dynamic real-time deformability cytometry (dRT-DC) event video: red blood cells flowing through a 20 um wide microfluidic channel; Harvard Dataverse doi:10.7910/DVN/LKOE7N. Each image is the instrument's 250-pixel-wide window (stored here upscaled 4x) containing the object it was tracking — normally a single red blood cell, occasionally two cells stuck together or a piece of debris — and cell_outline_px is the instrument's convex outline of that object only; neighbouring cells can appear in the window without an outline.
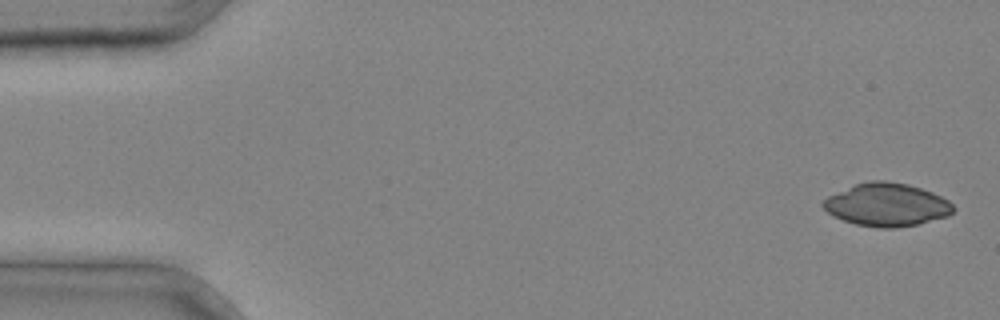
{"species": "common noctule bat (a hibernating species)", "species_latin": "Nyctalus noctula", "temperature_condition": "cold", "stored_images_in_passage": 10, "camera_frame_rate_fps": 3000, "um_per_image_px": 0.085, "animal": {"sex": "male", "body_mass_g": 20.4}, "frame": {"image": 1, "passage_image": 1, "time_ms": 0.0, "image_size_px": [1000, 320], "cell_outline_px": [[956, 208], [948, 216], [916, 224], [892, 228], [880, 228], [856, 224], [844, 220], [828, 212], [820, 204], [828, 196], [856, 184], [872, 180], [884, 180], [908, 184], [932, 192], [948, 200]], "centroid_in_image_um": [75.39, 17.4], "position_along_channel_um": 9.6, "area_um2": 32.25}}